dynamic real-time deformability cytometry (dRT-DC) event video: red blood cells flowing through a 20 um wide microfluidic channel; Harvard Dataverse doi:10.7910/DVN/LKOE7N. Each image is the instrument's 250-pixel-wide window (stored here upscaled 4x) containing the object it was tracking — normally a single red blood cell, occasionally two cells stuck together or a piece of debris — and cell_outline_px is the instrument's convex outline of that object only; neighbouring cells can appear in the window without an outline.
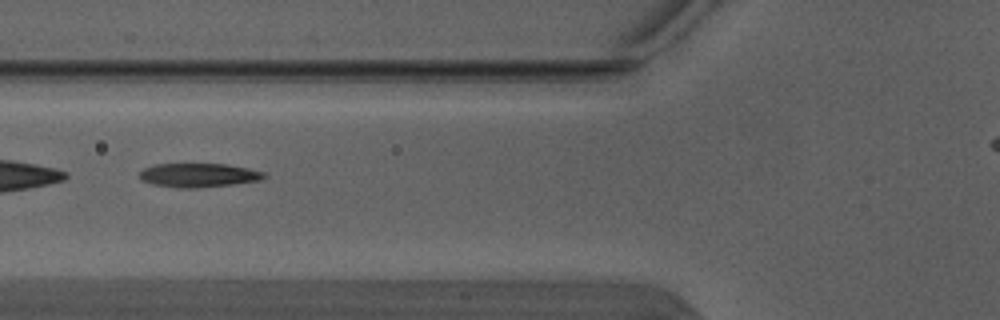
{"species": "Egyptian fruit bat (a non-hibernating species)", "species_latin": "Rousettus aegyptiacus", "temperature_condition": "warm", "stored_images_in_passage": 4, "camera_frame_rate_fps": 3000, "um_per_image_px": 0.085, "animal": {"sex": "male"}, "frame": {"image": 1, "passage_image": 4, "time_ms": 1.0, "image_size_px": [1000, 320], "cell_outline_px": [[268, 176], [260, 180], [232, 184], [196, 188], [176, 188], [152, 184], [140, 180], [140, 172], [144, 168], [156, 164], [228, 164], [248, 168], [264, 172]], "centroid_in_image_um": [16.87, 14.89], "position_along_channel_um": 108.9, "area_um2": 17.4}}